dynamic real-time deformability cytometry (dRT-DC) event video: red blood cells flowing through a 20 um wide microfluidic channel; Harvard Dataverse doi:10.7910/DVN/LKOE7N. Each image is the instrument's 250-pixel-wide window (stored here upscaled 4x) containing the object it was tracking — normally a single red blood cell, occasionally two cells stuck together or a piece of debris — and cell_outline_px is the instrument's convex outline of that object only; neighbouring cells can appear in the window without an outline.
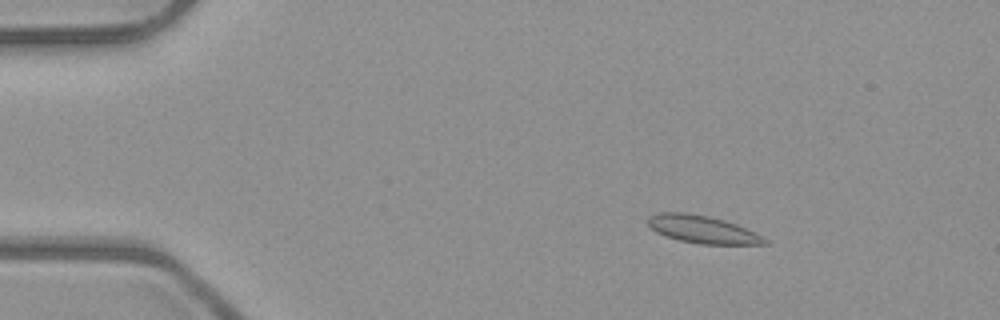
{"species": "common noctule bat (a hibernating species)", "species_latin": "Nyctalus noctula", "temperature_condition": "room temperature", "stored_images_in_passage": 53, "camera_frame_rate_fps": 3000, "um_per_image_px": 0.085, "animal": {"sex": "male", "body_mass_g": 23.1, "forearm_length_mm": 52.7}, "frame": {"image": 1, "passage_image": 9, "time_ms": 2.667, "image_size_px": [1000, 320], "cell_outline_px": [[768, 244], [700, 244], [680, 240], [664, 236], [656, 232], [648, 224], [648, 216], [656, 212], [688, 212], [708, 216], [724, 220], [736, 224], [764, 236], [768, 240]], "centroid_in_image_um": [59.7, 19.49], "position_along_channel_um": 25.3, "area_um2": 18.9}}
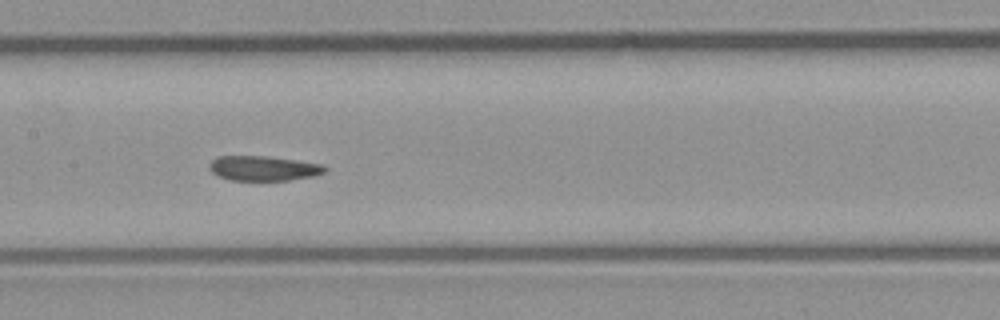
{"frame": {"image": 2, "passage_image": 27, "time_ms": 8.667, "image_size_px": [1000, 320], "cell_outline_px": [[328, 168], [324, 172], [316, 176], [288, 180], [228, 180], [212, 172], [208, 168], [208, 164], [216, 156], [268, 156], [324, 164]], "centroid_in_image_um": [22.41, 14.3], "position_along_channel_um": 185.0, "area_um2": 16.88}}
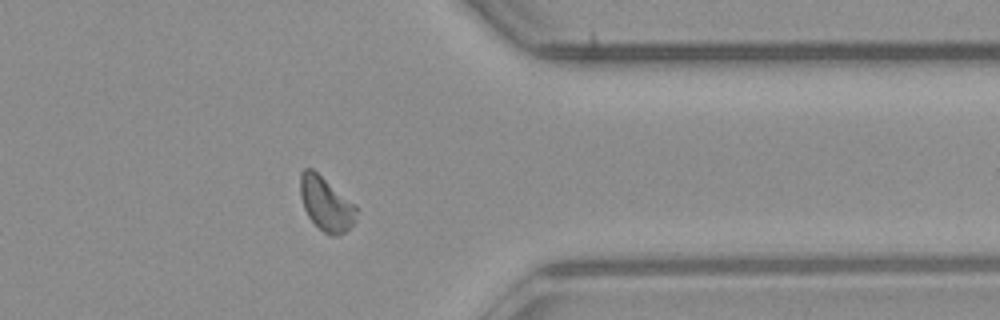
{"frame": {"image": 3, "passage_image": 43, "time_ms": 14.0, "image_size_px": [1000, 320], "cell_outline_px": [[360, 208], [356, 220], [344, 232], [336, 236], [332, 236], [324, 232], [308, 216], [304, 208], [300, 196], [300, 172], [304, 168], [312, 168], [356, 204]], "centroid_in_image_um": [27.74, 17.31], "position_along_channel_um": 383.7, "area_um2": 17.8}, "authors_computed_cell_mechanics": {"area_um2": 17.6868, "velocity_mm_per_s": 3.938, "shape_relaxation_time_tau1_ms": 5.4584, "shape_relaxation_time_tau2_ms": 3.8616, "deformation_change_tau1": 0.1123, "deformation_change_tau2": 0.0647}}